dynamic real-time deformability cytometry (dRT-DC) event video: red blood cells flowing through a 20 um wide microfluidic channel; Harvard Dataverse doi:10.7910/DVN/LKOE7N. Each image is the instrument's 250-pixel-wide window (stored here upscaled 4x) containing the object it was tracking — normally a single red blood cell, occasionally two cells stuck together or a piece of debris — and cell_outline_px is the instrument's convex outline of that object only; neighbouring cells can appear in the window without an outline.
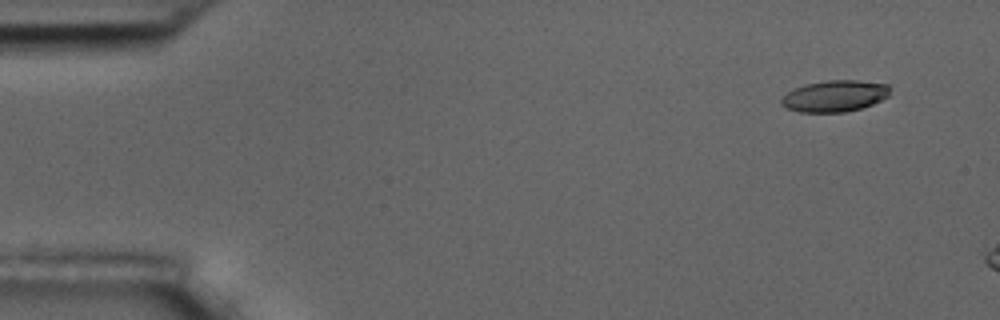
{"species": "common noctule bat (a hibernating species)", "species_latin": "Nyctalus noctula", "temperature_condition": "room temperature", "stored_images_in_passage": 3, "camera_frame_rate_fps": 3000, "um_per_image_px": 0.085, "animal": {"sex": "male", "body_mass_g": 17.5, "forearm_length_mm": 52.3}, "frame": {"image": 1, "passage_image": 1, "time_ms": 0.0, "image_size_px": [1000, 320], "cell_outline_px": [[888, 96], [872, 104], [860, 108], [844, 112], [800, 112], [788, 108], [780, 104], [780, 100], [792, 88], [804, 84], [828, 80], [856, 80], [888, 84]], "centroid_in_image_um": [70.91, 8.15], "position_along_channel_um": 14.1, "area_um2": 19.77}}